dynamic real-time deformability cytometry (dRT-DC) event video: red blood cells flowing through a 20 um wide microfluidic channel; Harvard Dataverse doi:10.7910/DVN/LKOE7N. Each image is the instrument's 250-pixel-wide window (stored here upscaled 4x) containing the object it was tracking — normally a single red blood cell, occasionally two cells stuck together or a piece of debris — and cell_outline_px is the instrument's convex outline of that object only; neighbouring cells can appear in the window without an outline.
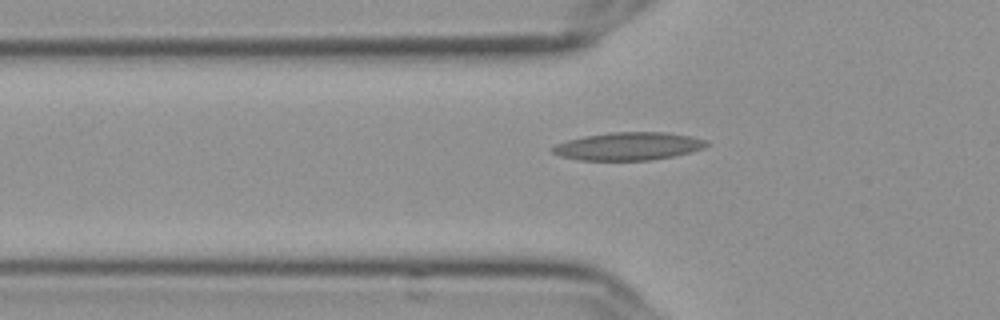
{"species": "Egyptian fruit bat (a non-hibernating species)", "species_latin": "Rousettus aegyptiacus", "temperature_condition": "cold", "stored_images_in_passage": 43, "camera_frame_rate_fps": 3000, "um_per_image_px": 0.085, "frame": {"image": 1, "passage_image": 11, "time_ms": 3.333, "image_size_px": [1000, 320], "cell_outline_px": [[708, 144], [704, 148], [672, 156], [652, 160], [580, 160], [560, 156], [552, 152], [552, 148], [556, 144], [568, 140], [584, 136], [612, 132], [668, 132], [708, 140]], "centroid_in_image_um": [53.41, 12.43], "position_along_channel_um": 72.4, "area_um2": 24.85}}
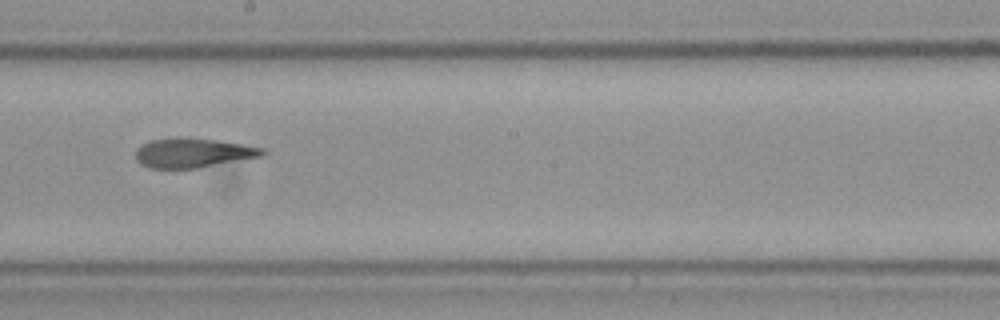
{"frame": {"image": 2, "passage_image": 24, "time_ms": 7.667, "image_size_px": [1000, 320], "cell_outline_px": [[264, 152], [260, 156], [196, 168], [148, 168], [140, 164], [136, 160], [136, 148], [140, 144], [152, 140], [176, 136], [184, 136], [220, 140], [244, 144], [264, 148]], "centroid_in_image_um": [16.33, 12.96], "position_along_channel_um": 231.9, "area_um2": 21.96}}
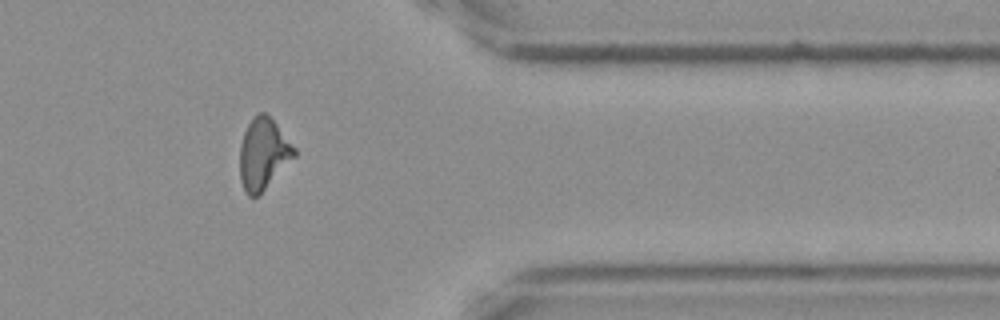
{"frame": {"image": 3, "passage_image": 38, "time_ms": 12.333, "image_size_px": [1000, 320], "cell_outline_px": [[296, 156], [256, 196], [248, 196], [244, 192], [240, 180], [240, 144], [244, 132], [252, 116], [256, 112], [264, 112], [276, 124], [296, 148]], "centroid_in_image_um": [22.36, 13.05], "position_along_channel_um": 389.0, "area_um2": 22.37}}